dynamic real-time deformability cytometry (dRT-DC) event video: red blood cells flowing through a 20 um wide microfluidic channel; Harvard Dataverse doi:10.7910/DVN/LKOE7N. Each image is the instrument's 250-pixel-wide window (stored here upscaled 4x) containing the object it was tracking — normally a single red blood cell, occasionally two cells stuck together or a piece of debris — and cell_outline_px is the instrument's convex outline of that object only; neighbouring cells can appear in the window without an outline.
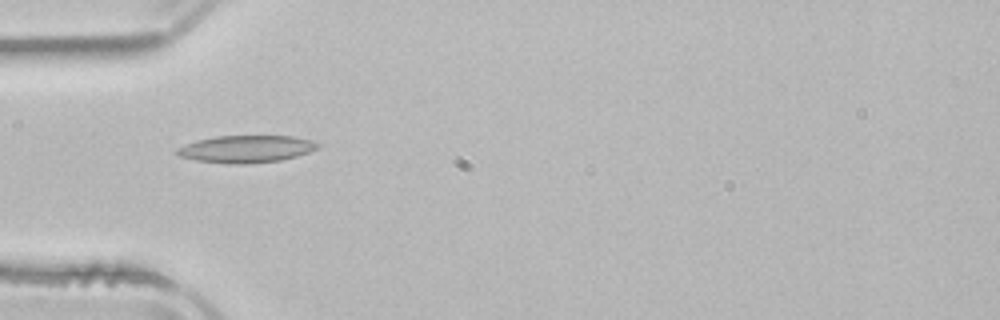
{"species": "common noctule bat (a hibernating species)", "species_latin": "Nyctalus noctula", "temperature_condition": "room temperature", "stored_images_in_passage": 2, "camera_frame_rate_fps": 3000, "um_per_image_px": 0.085, "animal": {"sex": "male", "body_mass_g": 21.5, "forearm_length_mm": 52.0}, "frame": {"image": 1, "passage_image": 1, "time_ms": 0.0, "image_size_px": [1000, 320], "cell_outline_px": [[320, 148], [296, 156], [280, 160], [248, 164], [228, 164], [196, 160], [180, 156], [176, 152], [176, 148], [184, 144], [196, 140], [216, 136], [292, 136], [312, 140], [320, 144]], "centroid_in_image_um": [20.92, 12.66], "position_along_channel_um": 64.1, "area_um2": 22.43}}
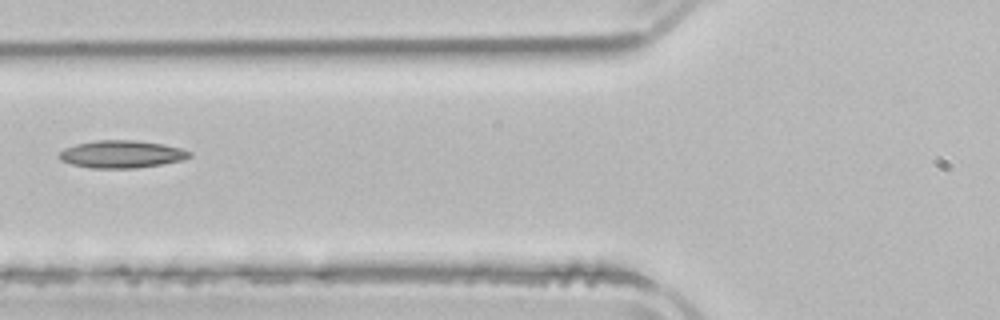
{"frame": {"image": 2, "passage_image": 2, "time_ms": 1.333, "image_size_px": [1000, 320], "cell_outline_px": [[192, 156], [184, 160], [136, 168], [92, 168], [72, 164], [60, 160], [60, 152], [64, 148], [76, 144], [96, 140], [136, 140], [164, 144], [180, 148], [192, 152]], "centroid_in_image_um": [10.36, 13.1], "position_along_channel_um": 115.4, "area_um2": 20.87}}